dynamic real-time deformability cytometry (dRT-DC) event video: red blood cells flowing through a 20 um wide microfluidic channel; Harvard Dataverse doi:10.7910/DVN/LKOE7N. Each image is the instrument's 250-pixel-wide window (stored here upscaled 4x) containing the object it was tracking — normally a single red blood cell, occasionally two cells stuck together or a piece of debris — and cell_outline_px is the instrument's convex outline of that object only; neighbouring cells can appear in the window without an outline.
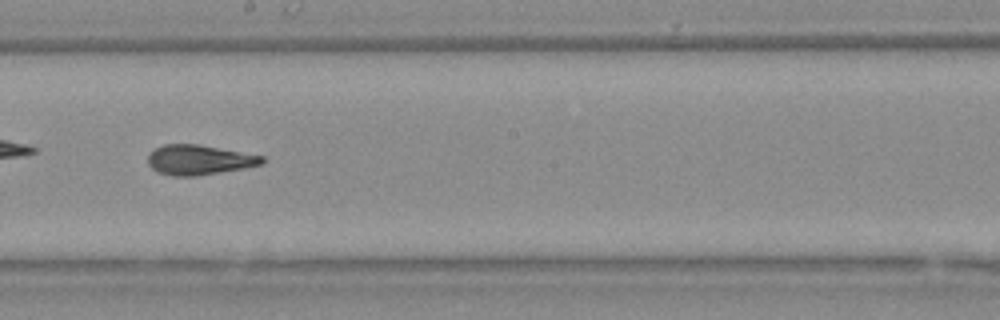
{"species": "Egyptian fruit bat (a non-hibernating species)", "species_latin": "Rousettus aegyptiacus", "temperature_condition": "warm", "stored_images_in_passage": 41, "camera_frame_rate_fps": 3000, "um_per_image_px": 0.085, "animal": {"sex": "female"}, "frame": {"image": 1, "passage_image": 24, "time_ms": 7.667, "image_size_px": [1000, 320], "cell_outline_px": [[264, 160], [260, 164], [244, 168], [196, 176], [172, 176], [156, 172], [148, 164], [148, 156], [156, 148], [164, 144], [196, 144], [264, 156]], "centroid_in_image_um": [16.88, 13.6], "position_along_channel_um": 231.3, "area_um2": 19.65}}
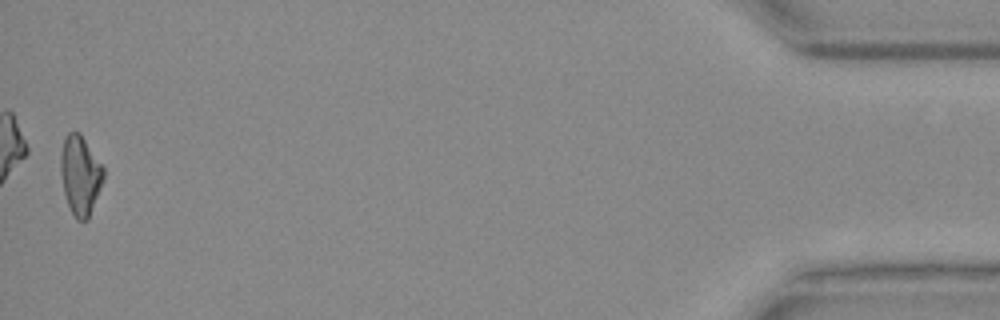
{"frame": {"image": 2, "passage_image": 41, "time_ms": 13.333, "image_size_px": [1000, 320], "cell_outline_px": [[104, 180], [88, 220], [76, 220], [68, 204], [64, 192], [60, 172], [60, 152], [64, 136], [68, 132], [80, 132], [104, 168]], "centroid_in_image_um": [6.81, 14.87], "position_along_channel_um": 428.4, "area_um2": 19.94}}